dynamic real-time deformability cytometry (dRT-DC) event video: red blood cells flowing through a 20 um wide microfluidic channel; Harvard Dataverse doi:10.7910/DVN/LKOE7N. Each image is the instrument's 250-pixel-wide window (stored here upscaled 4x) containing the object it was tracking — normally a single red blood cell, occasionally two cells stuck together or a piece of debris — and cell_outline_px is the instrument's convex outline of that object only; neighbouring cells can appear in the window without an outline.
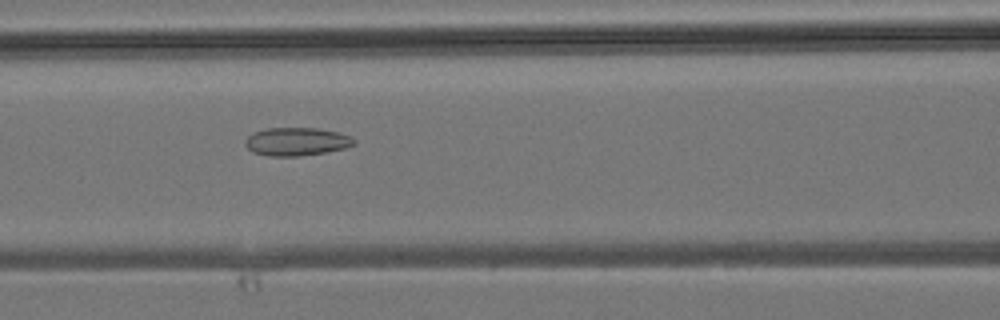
{"species": "common noctule bat (a hibernating species)", "species_latin": "Nyctalus noctula", "temperature_condition": "room temperature", "stored_images_in_passage": 46, "camera_frame_rate_fps": 3000, "um_per_image_px": 0.085, "animal": {"sex": "male", "body_mass_g": 19.2, "forearm_length_mm": 51.8}, "frame": {"image": 1, "passage_image": 20, "time_ms": 6.333, "image_size_px": [1000, 320], "cell_outline_px": [[356, 144], [348, 148], [328, 152], [300, 156], [268, 156], [252, 152], [244, 144], [244, 140], [248, 136], [264, 128], [316, 128], [336, 132], [352, 136], [356, 140]], "centroid_in_image_um": [25.24, 12.04], "position_along_channel_um": 141.4, "area_um2": 18.09}}
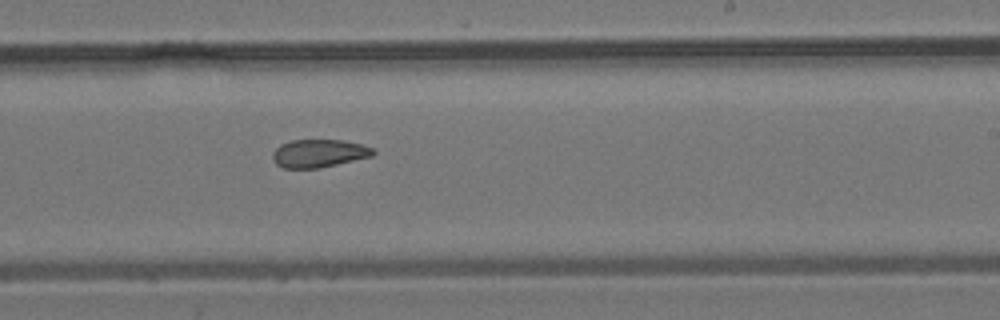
{"frame": {"image": 2, "passage_image": 28, "time_ms": 9.0, "image_size_px": [1000, 320], "cell_outline_px": [[376, 152], [372, 156], [320, 168], [284, 168], [276, 164], [272, 156], [272, 152], [280, 144], [292, 140], [344, 140], [360, 144], [372, 148]], "centroid_in_image_um": [27.09, 13.03], "position_along_channel_um": 261.9, "area_um2": 16.36}}
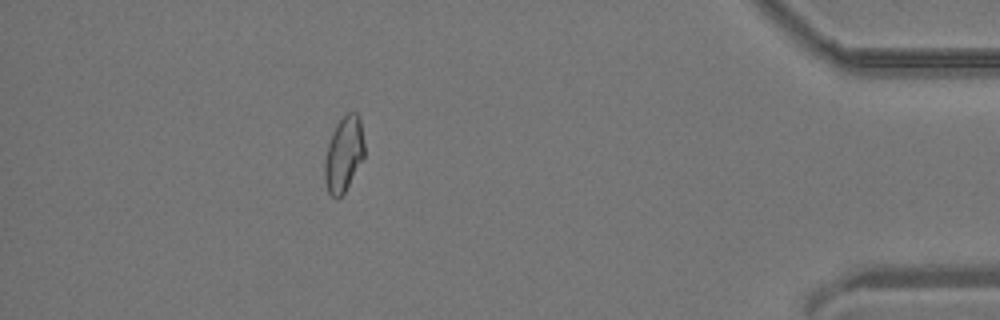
{"frame": {"image": 3, "passage_image": 41, "time_ms": 13.333, "image_size_px": [1000, 320], "cell_outline_px": [[364, 156], [344, 192], [336, 200], [328, 192], [324, 180], [324, 160], [328, 144], [332, 132], [336, 124], [348, 112], [356, 112], [360, 116], [364, 144]], "centroid_in_image_um": [29.2, 13.09], "position_along_channel_um": 406.0, "area_um2": 17.34}}